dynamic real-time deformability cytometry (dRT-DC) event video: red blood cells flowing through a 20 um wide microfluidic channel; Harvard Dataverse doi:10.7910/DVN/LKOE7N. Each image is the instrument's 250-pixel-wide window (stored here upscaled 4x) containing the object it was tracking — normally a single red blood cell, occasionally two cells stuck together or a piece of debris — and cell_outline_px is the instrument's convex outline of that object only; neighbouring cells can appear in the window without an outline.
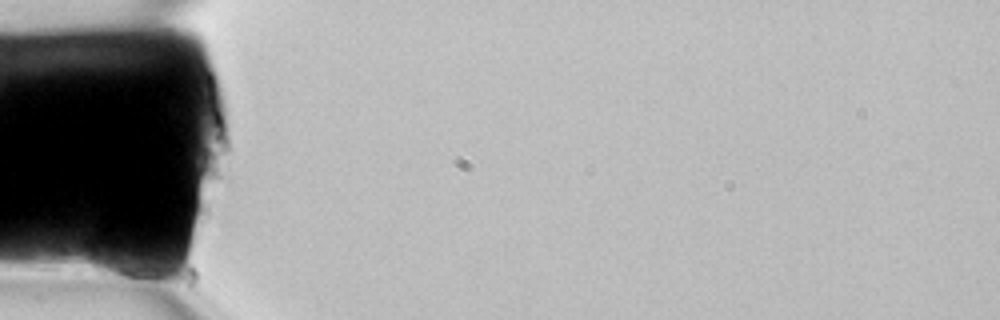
{"species": "common noctule bat (a hibernating species)", "species_latin": "Nyctalus noctula", "temperature_condition": "room temperature", "stored_images_in_passage": 4, "camera_frame_rate_fps": 3000, "um_per_image_px": 0.085, "animal": {"sex": "female", "body_mass_g": 22.7, "forearm_length_mm": 54.2}, "frame": {"image": 1, "passage_image": 1, "time_ms": 0.0, "image_size_px": [1000, 320], "cell_outline_px": [[160, 272], [156, 288], [92, 272], [88, 264], [88, 256], [92, 236], [104, 232], [140, 256]], "centroid_in_image_um": [10.19, 22.25], "position_along_channel_um": 74.8, "area_um2": 16.3}}